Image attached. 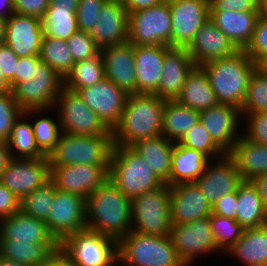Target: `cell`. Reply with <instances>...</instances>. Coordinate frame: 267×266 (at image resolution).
I'll return each mask as SVG.
<instances>
[{
  "label": "cell",
  "mask_w": 267,
  "mask_h": 266,
  "mask_svg": "<svg viewBox=\"0 0 267 266\" xmlns=\"http://www.w3.org/2000/svg\"><path fill=\"white\" fill-rule=\"evenodd\" d=\"M0 240L32 243H58L44 221L24 214L21 210L0 219Z\"/></svg>",
  "instance_id": "obj_27"
},
{
  "label": "cell",
  "mask_w": 267,
  "mask_h": 266,
  "mask_svg": "<svg viewBox=\"0 0 267 266\" xmlns=\"http://www.w3.org/2000/svg\"><path fill=\"white\" fill-rule=\"evenodd\" d=\"M212 235L217 249L226 252L242 235L244 228L234 219L210 214Z\"/></svg>",
  "instance_id": "obj_43"
},
{
  "label": "cell",
  "mask_w": 267,
  "mask_h": 266,
  "mask_svg": "<svg viewBox=\"0 0 267 266\" xmlns=\"http://www.w3.org/2000/svg\"><path fill=\"white\" fill-rule=\"evenodd\" d=\"M165 100L154 94H128L122 117L112 130L114 146H131L161 135Z\"/></svg>",
  "instance_id": "obj_2"
},
{
  "label": "cell",
  "mask_w": 267,
  "mask_h": 266,
  "mask_svg": "<svg viewBox=\"0 0 267 266\" xmlns=\"http://www.w3.org/2000/svg\"><path fill=\"white\" fill-rule=\"evenodd\" d=\"M55 109L58 111L57 117L63 133L105 136L110 131L77 92L65 87L61 89L55 101Z\"/></svg>",
  "instance_id": "obj_11"
},
{
  "label": "cell",
  "mask_w": 267,
  "mask_h": 266,
  "mask_svg": "<svg viewBox=\"0 0 267 266\" xmlns=\"http://www.w3.org/2000/svg\"><path fill=\"white\" fill-rule=\"evenodd\" d=\"M100 54L105 78L127 94H136L134 45L130 42L113 45L101 51Z\"/></svg>",
  "instance_id": "obj_24"
},
{
  "label": "cell",
  "mask_w": 267,
  "mask_h": 266,
  "mask_svg": "<svg viewBox=\"0 0 267 266\" xmlns=\"http://www.w3.org/2000/svg\"><path fill=\"white\" fill-rule=\"evenodd\" d=\"M171 35L169 2L128 13V42L133 45L169 46Z\"/></svg>",
  "instance_id": "obj_10"
},
{
  "label": "cell",
  "mask_w": 267,
  "mask_h": 266,
  "mask_svg": "<svg viewBox=\"0 0 267 266\" xmlns=\"http://www.w3.org/2000/svg\"><path fill=\"white\" fill-rule=\"evenodd\" d=\"M211 205L195 182L170 186V215L173 225L209 217Z\"/></svg>",
  "instance_id": "obj_23"
},
{
  "label": "cell",
  "mask_w": 267,
  "mask_h": 266,
  "mask_svg": "<svg viewBox=\"0 0 267 266\" xmlns=\"http://www.w3.org/2000/svg\"><path fill=\"white\" fill-rule=\"evenodd\" d=\"M35 266H59V248L54 251L49 257H47L43 262Z\"/></svg>",
  "instance_id": "obj_61"
},
{
  "label": "cell",
  "mask_w": 267,
  "mask_h": 266,
  "mask_svg": "<svg viewBox=\"0 0 267 266\" xmlns=\"http://www.w3.org/2000/svg\"><path fill=\"white\" fill-rule=\"evenodd\" d=\"M59 248V243H32L0 240V255L18 263L35 266Z\"/></svg>",
  "instance_id": "obj_38"
},
{
  "label": "cell",
  "mask_w": 267,
  "mask_h": 266,
  "mask_svg": "<svg viewBox=\"0 0 267 266\" xmlns=\"http://www.w3.org/2000/svg\"><path fill=\"white\" fill-rule=\"evenodd\" d=\"M50 0H13L14 13L34 16L39 19L45 14Z\"/></svg>",
  "instance_id": "obj_52"
},
{
  "label": "cell",
  "mask_w": 267,
  "mask_h": 266,
  "mask_svg": "<svg viewBox=\"0 0 267 266\" xmlns=\"http://www.w3.org/2000/svg\"><path fill=\"white\" fill-rule=\"evenodd\" d=\"M169 236L176 254L185 266H191L199 255L219 252L214 242L209 217L172 225Z\"/></svg>",
  "instance_id": "obj_12"
},
{
  "label": "cell",
  "mask_w": 267,
  "mask_h": 266,
  "mask_svg": "<svg viewBox=\"0 0 267 266\" xmlns=\"http://www.w3.org/2000/svg\"><path fill=\"white\" fill-rule=\"evenodd\" d=\"M267 112V76L257 68L248 81L241 113Z\"/></svg>",
  "instance_id": "obj_45"
},
{
  "label": "cell",
  "mask_w": 267,
  "mask_h": 266,
  "mask_svg": "<svg viewBox=\"0 0 267 266\" xmlns=\"http://www.w3.org/2000/svg\"><path fill=\"white\" fill-rule=\"evenodd\" d=\"M175 101L199 112L218 104L205 71L197 66H194L187 74L181 92Z\"/></svg>",
  "instance_id": "obj_32"
},
{
  "label": "cell",
  "mask_w": 267,
  "mask_h": 266,
  "mask_svg": "<svg viewBox=\"0 0 267 266\" xmlns=\"http://www.w3.org/2000/svg\"><path fill=\"white\" fill-rule=\"evenodd\" d=\"M246 123L242 136L253 143L267 146V112L241 113ZM245 126V127H244Z\"/></svg>",
  "instance_id": "obj_48"
},
{
  "label": "cell",
  "mask_w": 267,
  "mask_h": 266,
  "mask_svg": "<svg viewBox=\"0 0 267 266\" xmlns=\"http://www.w3.org/2000/svg\"><path fill=\"white\" fill-rule=\"evenodd\" d=\"M31 73V56L29 57H20L16 67V73L14 78L9 82L11 90L18 84L23 81H28V77Z\"/></svg>",
  "instance_id": "obj_56"
},
{
  "label": "cell",
  "mask_w": 267,
  "mask_h": 266,
  "mask_svg": "<svg viewBox=\"0 0 267 266\" xmlns=\"http://www.w3.org/2000/svg\"><path fill=\"white\" fill-rule=\"evenodd\" d=\"M79 0H50L41 18L44 37L67 41L78 31L76 9Z\"/></svg>",
  "instance_id": "obj_29"
},
{
  "label": "cell",
  "mask_w": 267,
  "mask_h": 266,
  "mask_svg": "<svg viewBox=\"0 0 267 266\" xmlns=\"http://www.w3.org/2000/svg\"><path fill=\"white\" fill-rule=\"evenodd\" d=\"M236 192L238 200L236 221L244 229L267 225V208L252 182L244 181Z\"/></svg>",
  "instance_id": "obj_35"
},
{
  "label": "cell",
  "mask_w": 267,
  "mask_h": 266,
  "mask_svg": "<svg viewBox=\"0 0 267 266\" xmlns=\"http://www.w3.org/2000/svg\"><path fill=\"white\" fill-rule=\"evenodd\" d=\"M0 266H28V265L18 263L16 261H13L11 259L5 258L2 255H0Z\"/></svg>",
  "instance_id": "obj_66"
},
{
  "label": "cell",
  "mask_w": 267,
  "mask_h": 266,
  "mask_svg": "<svg viewBox=\"0 0 267 266\" xmlns=\"http://www.w3.org/2000/svg\"><path fill=\"white\" fill-rule=\"evenodd\" d=\"M258 11L259 18L267 21V0H259Z\"/></svg>",
  "instance_id": "obj_63"
},
{
  "label": "cell",
  "mask_w": 267,
  "mask_h": 266,
  "mask_svg": "<svg viewBox=\"0 0 267 266\" xmlns=\"http://www.w3.org/2000/svg\"><path fill=\"white\" fill-rule=\"evenodd\" d=\"M165 45H134L136 94H154L163 73Z\"/></svg>",
  "instance_id": "obj_25"
},
{
  "label": "cell",
  "mask_w": 267,
  "mask_h": 266,
  "mask_svg": "<svg viewBox=\"0 0 267 266\" xmlns=\"http://www.w3.org/2000/svg\"><path fill=\"white\" fill-rule=\"evenodd\" d=\"M11 158L7 143L5 141H0V175L7 167Z\"/></svg>",
  "instance_id": "obj_59"
},
{
  "label": "cell",
  "mask_w": 267,
  "mask_h": 266,
  "mask_svg": "<svg viewBox=\"0 0 267 266\" xmlns=\"http://www.w3.org/2000/svg\"><path fill=\"white\" fill-rule=\"evenodd\" d=\"M63 88V79L40 56H31L28 81L18 83L12 95L21 110H52Z\"/></svg>",
  "instance_id": "obj_7"
},
{
  "label": "cell",
  "mask_w": 267,
  "mask_h": 266,
  "mask_svg": "<svg viewBox=\"0 0 267 266\" xmlns=\"http://www.w3.org/2000/svg\"><path fill=\"white\" fill-rule=\"evenodd\" d=\"M180 145L202 152L210 160L219 159L226 153L213 141L199 121L192 126L179 142Z\"/></svg>",
  "instance_id": "obj_44"
},
{
  "label": "cell",
  "mask_w": 267,
  "mask_h": 266,
  "mask_svg": "<svg viewBox=\"0 0 267 266\" xmlns=\"http://www.w3.org/2000/svg\"><path fill=\"white\" fill-rule=\"evenodd\" d=\"M174 146L175 143L160 135L138 140L130 147L145 160L155 175L169 186Z\"/></svg>",
  "instance_id": "obj_30"
},
{
  "label": "cell",
  "mask_w": 267,
  "mask_h": 266,
  "mask_svg": "<svg viewBox=\"0 0 267 266\" xmlns=\"http://www.w3.org/2000/svg\"><path fill=\"white\" fill-rule=\"evenodd\" d=\"M55 186L49 181L26 195L20 202V210L37 220L46 222L54 200Z\"/></svg>",
  "instance_id": "obj_42"
},
{
  "label": "cell",
  "mask_w": 267,
  "mask_h": 266,
  "mask_svg": "<svg viewBox=\"0 0 267 266\" xmlns=\"http://www.w3.org/2000/svg\"><path fill=\"white\" fill-rule=\"evenodd\" d=\"M59 248L79 266H111L118 260L117 241L87 228L67 236Z\"/></svg>",
  "instance_id": "obj_9"
},
{
  "label": "cell",
  "mask_w": 267,
  "mask_h": 266,
  "mask_svg": "<svg viewBox=\"0 0 267 266\" xmlns=\"http://www.w3.org/2000/svg\"><path fill=\"white\" fill-rule=\"evenodd\" d=\"M187 51L194 65L201 67L213 60L232 56L238 49L208 18L194 35Z\"/></svg>",
  "instance_id": "obj_22"
},
{
  "label": "cell",
  "mask_w": 267,
  "mask_h": 266,
  "mask_svg": "<svg viewBox=\"0 0 267 266\" xmlns=\"http://www.w3.org/2000/svg\"><path fill=\"white\" fill-rule=\"evenodd\" d=\"M199 121V111L180 105L175 100L165 101L161 135L173 143H179Z\"/></svg>",
  "instance_id": "obj_36"
},
{
  "label": "cell",
  "mask_w": 267,
  "mask_h": 266,
  "mask_svg": "<svg viewBox=\"0 0 267 266\" xmlns=\"http://www.w3.org/2000/svg\"><path fill=\"white\" fill-rule=\"evenodd\" d=\"M111 266H125L119 260H116Z\"/></svg>",
  "instance_id": "obj_68"
},
{
  "label": "cell",
  "mask_w": 267,
  "mask_h": 266,
  "mask_svg": "<svg viewBox=\"0 0 267 266\" xmlns=\"http://www.w3.org/2000/svg\"><path fill=\"white\" fill-rule=\"evenodd\" d=\"M118 260L125 266H185L170 236L129 232L117 242Z\"/></svg>",
  "instance_id": "obj_6"
},
{
  "label": "cell",
  "mask_w": 267,
  "mask_h": 266,
  "mask_svg": "<svg viewBox=\"0 0 267 266\" xmlns=\"http://www.w3.org/2000/svg\"><path fill=\"white\" fill-rule=\"evenodd\" d=\"M106 0H79L76 9L78 31L90 32L97 22L102 5Z\"/></svg>",
  "instance_id": "obj_49"
},
{
  "label": "cell",
  "mask_w": 267,
  "mask_h": 266,
  "mask_svg": "<svg viewBox=\"0 0 267 266\" xmlns=\"http://www.w3.org/2000/svg\"><path fill=\"white\" fill-rule=\"evenodd\" d=\"M105 78L104 64L99 54L97 57L75 62L70 73L63 80V87L73 92L92 86Z\"/></svg>",
  "instance_id": "obj_39"
},
{
  "label": "cell",
  "mask_w": 267,
  "mask_h": 266,
  "mask_svg": "<svg viewBox=\"0 0 267 266\" xmlns=\"http://www.w3.org/2000/svg\"><path fill=\"white\" fill-rule=\"evenodd\" d=\"M256 68L264 75L267 76V55L262 57L257 63Z\"/></svg>",
  "instance_id": "obj_64"
},
{
  "label": "cell",
  "mask_w": 267,
  "mask_h": 266,
  "mask_svg": "<svg viewBox=\"0 0 267 266\" xmlns=\"http://www.w3.org/2000/svg\"><path fill=\"white\" fill-rule=\"evenodd\" d=\"M131 216V231L151 236H169L173 225L170 186L164 183L155 190L131 199Z\"/></svg>",
  "instance_id": "obj_8"
},
{
  "label": "cell",
  "mask_w": 267,
  "mask_h": 266,
  "mask_svg": "<svg viewBox=\"0 0 267 266\" xmlns=\"http://www.w3.org/2000/svg\"><path fill=\"white\" fill-rule=\"evenodd\" d=\"M59 266H79L59 248Z\"/></svg>",
  "instance_id": "obj_62"
},
{
  "label": "cell",
  "mask_w": 267,
  "mask_h": 266,
  "mask_svg": "<svg viewBox=\"0 0 267 266\" xmlns=\"http://www.w3.org/2000/svg\"><path fill=\"white\" fill-rule=\"evenodd\" d=\"M113 134L86 136L61 133L55 149L48 155L50 167L59 165H110Z\"/></svg>",
  "instance_id": "obj_5"
},
{
  "label": "cell",
  "mask_w": 267,
  "mask_h": 266,
  "mask_svg": "<svg viewBox=\"0 0 267 266\" xmlns=\"http://www.w3.org/2000/svg\"><path fill=\"white\" fill-rule=\"evenodd\" d=\"M237 192H232L222 196L211 206V213L221 217L236 220L237 215Z\"/></svg>",
  "instance_id": "obj_53"
},
{
  "label": "cell",
  "mask_w": 267,
  "mask_h": 266,
  "mask_svg": "<svg viewBox=\"0 0 267 266\" xmlns=\"http://www.w3.org/2000/svg\"><path fill=\"white\" fill-rule=\"evenodd\" d=\"M11 91L10 83L4 78L0 71V93Z\"/></svg>",
  "instance_id": "obj_65"
},
{
  "label": "cell",
  "mask_w": 267,
  "mask_h": 266,
  "mask_svg": "<svg viewBox=\"0 0 267 266\" xmlns=\"http://www.w3.org/2000/svg\"><path fill=\"white\" fill-rule=\"evenodd\" d=\"M210 159L202 152L175 143L169 186L195 182L204 172Z\"/></svg>",
  "instance_id": "obj_33"
},
{
  "label": "cell",
  "mask_w": 267,
  "mask_h": 266,
  "mask_svg": "<svg viewBox=\"0 0 267 266\" xmlns=\"http://www.w3.org/2000/svg\"><path fill=\"white\" fill-rule=\"evenodd\" d=\"M206 164L203 174L195 181L196 185L212 206L226 194L235 192L244 182L234 161L226 154ZM213 163V164H212Z\"/></svg>",
  "instance_id": "obj_18"
},
{
  "label": "cell",
  "mask_w": 267,
  "mask_h": 266,
  "mask_svg": "<svg viewBox=\"0 0 267 266\" xmlns=\"http://www.w3.org/2000/svg\"><path fill=\"white\" fill-rule=\"evenodd\" d=\"M6 143L12 158L38 159L46 157L35 143L31 121L24 112L15 120Z\"/></svg>",
  "instance_id": "obj_37"
},
{
  "label": "cell",
  "mask_w": 267,
  "mask_h": 266,
  "mask_svg": "<svg viewBox=\"0 0 267 266\" xmlns=\"http://www.w3.org/2000/svg\"><path fill=\"white\" fill-rule=\"evenodd\" d=\"M20 200L0 182V219L20 211Z\"/></svg>",
  "instance_id": "obj_55"
},
{
  "label": "cell",
  "mask_w": 267,
  "mask_h": 266,
  "mask_svg": "<svg viewBox=\"0 0 267 266\" xmlns=\"http://www.w3.org/2000/svg\"><path fill=\"white\" fill-rule=\"evenodd\" d=\"M66 42L74 63L95 58L100 54L89 32L77 31Z\"/></svg>",
  "instance_id": "obj_47"
},
{
  "label": "cell",
  "mask_w": 267,
  "mask_h": 266,
  "mask_svg": "<svg viewBox=\"0 0 267 266\" xmlns=\"http://www.w3.org/2000/svg\"><path fill=\"white\" fill-rule=\"evenodd\" d=\"M43 36L41 19L37 17L12 13L6 19L3 43L19 58L38 56Z\"/></svg>",
  "instance_id": "obj_21"
},
{
  "label": "cell",
  "mask_w": 267,
  "mask_h": 266,
  "mask_svg": "<svg viewBox=\"0 0 267 266\" xmlns=\"http://www.w3.org/2000/svg\"><path fill=\"white\" fill-rule=\"evenodd\" d=\"M201 68L208 77L218 103L229 104L241 110L248 81L256 69V63L245 51L238 50L232 56L213 60Z\"/></svg>",
  "instance_id": "obj_3"
},
{
  "label": "cell",
  "mask_w": 267,
  "mask_h": 266,
  "mask_svg": "<svg viewBox=\"0 0 267 266\" xmlns=\"http://www.w3.org/2000/svg\"><path fill=\"white\" fill-rule=\"evenodd\" d=\"M244 51L255 63L267 55V21L257 20L251 41Z\"/></svg>",
  "instance_id": "obj_50"
},
{
  "label": "cell",
  "mask_w": 267,
  "mask_h": 266,
  "mask_svg": "<svg viewBox=\"0 0 267 266\" xmlns=\"http://www.w3.org/2000/svg\"><path fill=\"white\" fill-rule=\"evenodd\" d=\"M109 179L130 200L164 184L130 146L113 147Z\"/></svg>",
  "instance_id": "obj_4"
},
{
  "label": "cell",
  "mask_w": 267,
  "mask_h": 266,
  "mask_svg": "<svg viewBox=\"0 0 267 266\" xmlns=\"http://www.w3.org/2000/svg\"><path fill=\"white\" fill-rule=\"evenodd\" d=\"M259 0H209V11L259 12Z\"/></svg>",
  "instance_id": "obj_51"
},
{
  "label": "cell",
  "mask_w": 267,
  "mask_h": 266,
  "mask_svg": "<svg viewBox=\"0 0 267 266\" xmlns=\"http://www.w3.org/2000/svg\"><path fill=\"white\" fill-rule=\"evenodd\" d=\"M227 253L240 260L243 266H267V225L244 229Z\"/></svg>",
  "instance_id": "obj_34"
},
{
  "label": "cell",
  "mask_w": 267,
  "mask_h": 266,
  "mask_svg": "<svg viewBox=\"0 0 267 266\" xmlns=\"http://www.w3.org/2000/svg\"><path fill=\"white\" fill-rule=\"evenodd\" d=\"M5 29H6V18L0 17V44L4 42Z\"/></svg>",
  "instance_id": "obj_67"
},
{
  "label": "cell",
  "mask_w": 267,
  "mask_h": 266,
  "mask_svg": "<svg viewBox=\"0 0 267 266\" xmlns=\"http://www.w3.org/2000/svg\"><path fill=\"white\" fill-rule=\"evenodd\" d=\"M267 208V173L258 175L251 180Z\"/></svg>",
  "instance_id": "obj_58"
},
{
  "label": "cell",
  "mask_w": 267,
  "mask_h": 266,
  "mask_svg": "<svg viewBox=\"0 0 267 266\" xmlns=\"http://www.w3.org/2000/svg\"><path fill=\"white\" fill-rule=\"evenodd\" d=\"M199 115L200 122L213 141L227 154L242 135L237 131L242 124L241 110L229 104L218 103L200 111Z\"/></svg>",
  "instance_id": "obj_20"
},
{
  "label": "cell",
  "mask_w": 267,
  "mask_h": 266,
  "mask_svg": "<svg viewBox=\"0 0 267 266\" xmlns=\"http://www.w3.org/2000/svg\"><path fill=\"white\" fill-rule=\"evenodd\" d=\"M210 20L238 50L250 43L259 12L209 11Z\"/></svg>",
  "instance_id": "obj_28"
},
{
  "label": "cell",
  "mask_w": 267,
  "mask_h": 266,
  "mask_svg": "<svg viewBox=\"0 0 267 266\" xmlns=\"http://www.w3.org/2000/svg\"><path fill=\"white\" fill-rule=\"evenodd\" d=\"M39 56L40 60L47 63L63 80L74 65L67 42L58 38L43 36Z\"/></svg>",
  "instance_id": "obj_40"
},
{
  "label": "cell",
  "mask_w": 267,
  "mask_h": 266,
  "mask_svg": "<svg viewBox=\"0 0 267 266\" xmlns=\"http://www.w3.org/2000/svg\"><path fill=\"white\" fill-rule=\"evenodd\" d=\"M14 13L13 0H0V17L8 18Z\"/></svg>",
  "instance_id": "obj_60"
},
{
  "label": "cell",
  "mask_w": 267,
  "mask_h": 266,
  "mask_svg": "<svg viewBox=\"0 0 267 266\" xmlns=\"http://www.w3.org/2000/svg\"><path fill=\"white\" fill-rule=\"evenodd\" d=\"M172 35L169 48L188 49L194 35L209 18V0L169 2Z\"/></svg>",
  "instance_id": "obj_16"
},
{
  "label": "cell",
  "mask_w": 267,
  "mask_h": 266,
  "mask_svg": "<svg viewBox=\"0 0 267 266\" xmlns=\"http://www.w3.org/2000/svg\"><path fill=\"white\" fill-rule=\"evenodd\" d=\"M46 111L47 110H40V109L27 110L24 111V113L28 117H32L33 115L39 116V118L36 117L35 122L31 121L33 134L35 137V143L39 148V150L45 156H48L55 149L62 131L60 127L59 118H56V121H54V118L51 119V116H49L48 114L47 116L43 117L44 113L42 112ZM40 113L42 115H40Z\"/></svg>",
  "instance_id": "obj_41"
},
{
  "label": "cell",
  "mask_w": 267,
  "mask_h": 266,
  "mask_svg": "<svg viewBox=\"0 0 267 266\" xmlns=\"http://www.w3.org/2000/svg\"><path fill=\"white\" fill-rule=\"evenodd\" d=\"M110 165H59L50 167L57 190L87 197L109 178Z\"/></svg>",
  "instance_id": "obj_15"
},
{
  "label": "cell",
  "mask_w": 267,
  "mask_h": 266,
  "mask_svg": "<svg viewBox=\"0 0 267 266\" xmlns=\"http://www.w3.org/2000/svg\"><path fill=\"white\" fill-rule=\"evenodd\" d=\"M77 94L109 130L118 125L128 97L125 91L104 78L92 86L79 89Z\"/></svg>",
  "instance_id": "obj_17"
},
{
  "label": "cell",
  "mask_w": 267,
  "mask_h": 266,
  "mask_svg": "<svg viewBox=\"0 0 267 266\" xmlns=\"http://www.w3.org/2000/svg\"><path fill=\"white\" fill-rule=\"evenodd\" d=\"M22 112L11 91L0 93V141L9 139L13 124Z\"/></svg>",
  "instance_id": "obj_46"
},
{
  "label": "cell",
  "mask_w": 267,
  "mask_h": 266,
  "mask_svg": "<svg viewBox=\"0 0 267 266\" xmlns=\"http://www.w3.org/2000/svg\"><path fill=\"white\" fill-rule=\"evenodd\" d=\"M86 228L117 242L131 232V200L109 178L86 199Z\"/></svg>",
  "instance_id": "obj_1"
},
{
  "label": "cell",
  "mask_w": 267,
  "mask_h": 266,
  "mask_svg": "<svg viewBox=\"0 0 267 266\" xmlns=\"http://www.w3.org/2000/svg\"><path fill=\"white\" fill-rule=\"evenodd\" d=\"M89 34L100 52L110 46L128 42V13L122 0L105 1Z\"/></svg>",
  "instance_id": "obj_19"
},
{
  "label": "cell",
  "mask_w": 267,
  "mask_h": 266,
  "mask_svg": "<svg viewBox=\"0 0 267 266\" xmlns=\"http://www.w3.org/2000/svg\"><path fill=\"white\" fill-rule=\"evenodd\" d=\"M227 155L244 181L267 173V146L253 143L241 135Z\"/></svg>",
  "instance_id": "obj_31"
},
{
  "label": "cell",
  "mask_w": 267,
  "mask_h": 266,
  "mask_svg": "<svg viewBox=\"0 0 267 266\" xmlns=\"http://www.w3.org/2000/svg\"><path fill=\"white\" fill-rule=\"evenodd\" d=\"M50 181L48 156L38 159L11 158L0 182L20 201Z\"/></svg>",
  "instance_id": "obj_14"
},
{
  "label": "cell",
  "mask_w": 267,
  "mask_h": 266,
  "mask_svg": "<svg viewBox=\"0 0 267 266\" xmlns=\"http://www.w3.org/2000/svg\"><path fill=\"white\" fill-rule=\"evenodd\" d=\"M18 60L19 57L9 46L4 43L0 44V71L8 82L15 76Z\"/></svg>",
  "instance_id": "obj_54"
},
{
  "label": "cell",
  "mask_w": 267,
  "mask_h": 266,
  "mask_svg": "<svg viewBox=\"0 0 267 266\" xmlns=\"http://www.w3.org/2000/svg\"><path fill=\"white\" fill-rule=\"evenodd\" d=\"M165 0H122V4L127 10V13L143 10L151 6H155Z\"/></svg>",
  "instance_id": "obj_57"
},
{
  "label": "cell",
  "mask_w": 267,
  "mask_h": 266,
  "mask_svg": "<svg viewBox=\"0 0 267 266\" xmlns=\"http://www.w3.org/2000/svg\"><path fill=\"white\" fill-rule=\"evenodd\" d=\"M45 222L60 244L67 236L86 229V199L55 188L54 200Z\"/></svg>",
  "instance_id": "obj_13"
},
{
  "label": "cell",
  "mask_w": 267,
  "mask_h": 266,
  "mask_svg": "<svg viewBox=\"0 0 267 266\" xmlns=\"http://www.w3.org/2000/svg\"><path fill=\"white\" fill-rule=\"evenodd\" d=\"M194 66L187 49L168 48L165 51L162 77L154 95L165 101L176 100L187 74Z\"/></svg>",
  "instance_id": "obj_26"
}]
</instances>
